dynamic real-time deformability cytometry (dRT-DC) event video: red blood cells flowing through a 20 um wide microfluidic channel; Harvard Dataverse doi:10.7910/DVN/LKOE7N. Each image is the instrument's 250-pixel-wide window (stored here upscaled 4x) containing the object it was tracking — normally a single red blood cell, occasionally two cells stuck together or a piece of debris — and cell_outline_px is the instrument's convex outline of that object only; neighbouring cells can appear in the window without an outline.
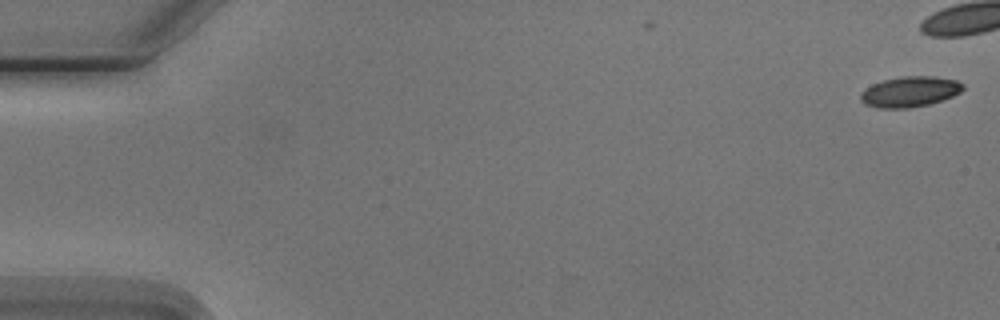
{"species": "Egyptian fruit bat (a non-hibernating species)", "species_latin": "Rousettus aegyptiacus", "temperature_condition": "cold", "stored_images_in_passage": 7, "camera_frame_rate_fps": 3000, "um_per_image_px": 0.085, "animal": {"sex": "male"}, "frame": {"image": 1, "passage_image": 1, "time_ms": 0.0, "image_size_px": [1000, 320], "cell_outline_px": [[964, 88], [960, 92], [952, 96], [928, 104], [908, 108], [876, 108], [864, 104], [860, 100], [860, 92], [872, 84], [884, 80], [904, 76], [936, 76], [956, 80], [964, 84]], "centroid_in_image_um": [77.31, 7.79], "position_along_channel_um": 7.7, "area_um2": 18.21}}
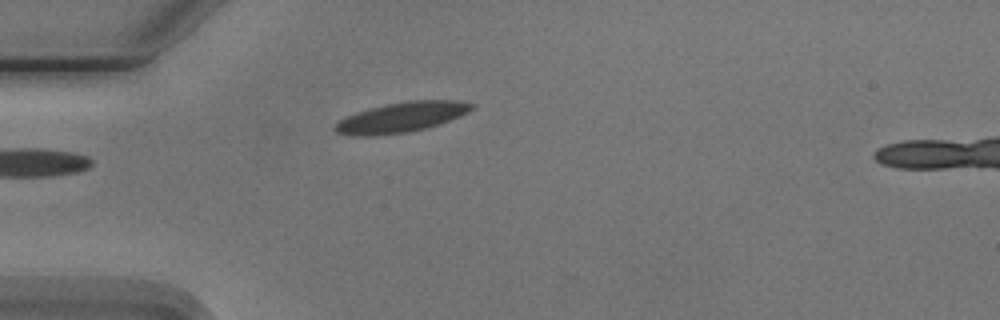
{"frame": {"image": 2, "passage_image": 6, "time_ms": 6.0, "image_size_px": [1000, 320], "cell_outline_px": [[476, 108], [460, 116], [440, 124], [408, 132], [368, 136], [352, 136], [336, 132], [332, 128], [340, 120], [356, 112], [384, 104], [408, 100], [456, 100], [476, 104]], "centroid_in_image_um": [34.15, 9.95], "position_along_channel_um": 50.8, "area_um2": 24.04}}